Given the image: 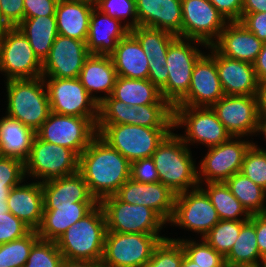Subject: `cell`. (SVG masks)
Returning <instances> with one entry per match:
<instances>
[{"label":"cell","instance_id":"836d02e7","mask_svg":"<svg viewBox=\"0 0 266 267\" xmlns=\"http://www.w3.org/2000/svg\"><path fill=\"white\" fill-rule=\"evenodd\" d=\"M112 96L129 106L169 104L160 90L148 79H132L117 76Z\"/></svg>","mask_w":266,"mask_h":267},{"label":"cell","instance_id":"484cf974","mask_svg":"<svg viewBox=\"0 0 266 267\" xmlns=\"http://www.w3.org/2000/svg\"><path fill=\"white\" fill-rule=\"evenodd\" d=\"M121 23L120 20L108 16L94 6L86 39L88 52L110 56L115 51L117 43L130 32V29Z\"/></svg>","mask_w":266,"mask_h":267},{"label":"cell","instance_id":"d6986e66","mask_svg":"<svg viewBox=\"0 0 266 267\" xmlns=\"http://www.w3.org/2000/svg\"><path fill=\"white\" fill-rule=\"evenodd\" d=\"M211 107L231 137L256 133L259 118L256 96L224 95Z\"/></svg>","mask_w":266,"mask_h":267},{"label":"cell","instance_id":"7dc6e473","mask_svg":"<svg viewBox=\"0 0 266 267\" xmlns=\"http://www.w3.org/2000/svg\"><path fill=\"white\" fill-rule=\"evenodd\" d=\"M31 229L12 213H0V245L27 235Z\"/></svg>","mask_w":266,"mask_h":267},{"label":"cell","instance_id":"f1b7e54d","mask_svg":"<svg viewBox=\"0 0 266 267\" xmlns=\"http://www.w3.org/2000/svg\"><path fill=\"white\" fill-rule=\"evenodd\" d=\"M94 6L87 0H59L55 13L58 34L86 42Z\"/></svg>","mask_w":266,"mask_h":267},{"label":"cell","instance_id":"9c48e42d","mask_svg":"<svg viewBox=\"0 0 266 267\" xmlns=\"http://www.w3.org/2000/svg\"><path fill=\"white\" fill-rule=\"evenodd\" d=\"M24 166L25 175L40 178L39 182L43 183L79 172V156L69 148L45 142L35 135Z\"/></svg>","mask_w":266,"mask_h":267},{"label":"cell","instance_id":"c3c4849f","mask_svg":"<svg viewBox=\"0 0 266 267\" xmlns=\"http://www.w3.org/2000/svg\"><path fill=\"white\" fill-rule=\"evenodd\" d=\"M130 178L140 183L159 182L158 171L153 159L150 157L131 162Z\"/></svg>","mask_w":266,"mask_h":267},{"label":"cell","instance_id":"603a6c76","mask_svg":"<svg viewBox=\"0 0 266 267\" xmlns=\"http://www.w3.org/2000/svg\"><path fill=\"white\" fill-rule=\"evenodd\" d=\"M138 26L168 31L181 37V0H135Z\"/></svg>","mask_w":266,"mask_h":267},{"label":"cell","instance_id":"681fc988","mask_svg":"<svg viewBox=\"0 0 266 267\" xmlns=\"http://www.w3.org/2000/svg\"><path fill=\"white\" fill-rule=\"evenodd\" d=\"M2 20L9 27H17L24 19V0H0Z\"/></svg>","mask_w":266,"mask_h":267},{"label":"cell","instance_id":"6da1fadb","mask_svg":"<svg viewBox=\"0 0 266 267\" xmlns=\"http://www.w3.org/2000/svg\"><path fill=\"white\" fill-rule=\"evenodd\" d=\"M131 162L98 134L79 155V173L99 202L114 195L130 178Z\"/></svg>","mask_w":266,"mask_h":267},{"label":"cell","instance_id":"7c38bea8","mask_svg":"<svg viewBox=\"0 0 266 267\" xmlns=\"http://www.w3.org/2000/svg\"><path fill=\"white\" fill-rule=\"evenodd\" d=\"M0 71L5 73L7 80L42 77V61L17 27L1 31Z\"/></svg>","mask_w":266,"mask_h":267},{"label":"cell","instance_id":"f546056e","mask_svg":"<svg viewBox=\"0 0 266 267\" xmlns=\"http://www.w3.org/2000/svg\"><path fill=\"white\" fill-rule=\"evenodd\" d=\"M117 76L132 79H148V57L137 38L129 32L122 38L110 55Z\"/></svg>","mask_w":266,"mask_h":267},{"label":"cell","instance_id":"4dcf8cb0","mask_svg":"<svg viewBox=\"0 0 266 267\" xmlns=\"http://www.w3.org/2000/svg\"><path fill=\"white\" fill-rule=\"evenodd\" d=\"M99 202H77L74 206L43 210L37 234L40 239L56 241L69 227L89 214Z\"/></svg>","mask_w":266,"mask_h":267},{"label":"cell","instance_id":"f35d334b","mask_svg":"<svg viewBox=\"0 0 266 267\" xmlns=\"http://www.w3.org/2000/svg\"><path fill=\"white\" fill-rule=\"evenodd\" d=\"M26 177L24 162L20 159L0 156V213H8L7 199L10 190L20 185Z\"/></svg>","mask_w":266,"mask_h":267},{"label":"cell","instance_id":"1f68e13d","mask_svg":"<svg viewBox=\"0 0 266 267\" xmlns=\"http://www.w3.org/2000/svg\"><path fill=\"white\" fill-rule=\"evenodd\" d=\"M78 79L91 96L96 91L107 94L99 97V103L105 97L112 95L117 72L111 56L90 54L83 64Z\"/></svg>","mask_w":266,"mask_h":267},{"label":"cell","instance_id":"7bdbcfd3","mask_svg":"<svg viewBox=\"0 0 266 267\" xmlns=\"http://www.w3.org/2000/svg\"><path fill=\"white\" fill-rule=\"evenodd\" d=\"M179 241L184 249L185 255L199 267H220L224 262V257L211 247L203 238L202 243L184 239H171Z\"/></svg>","mask_w":266,"mask_h":267},{"label":"cell","instance_id":"d4e9b609","mask_svg":"<svg viewBox=\"0 0 266 267\" xmlns=\"http://www.w3.org/2000/svg\"><path fill=\"white\" fill-rule=\"evenodd\" d=\"M42 190L43 210L74 206L77 202H98L79 172L43 182Z\"/></svg>","mask_w":266,"mask_h":267},{"label":"cell","instance_id":"f907efd6","mask_svg":"<svg viewBox=\"0 0 266 267\" xmlns=\"http://www.w3.org/2000/svg\"><path fill=\"white\" fill-rule=\"evenodd\" d=\"M59 0H24V18L55 16Z\"/></svg>","mask_w":266,"mask_h":267},{"label":"cell","instance_id":"5b68a950","mask_svg":"<svg viewBox=\"0 0 266 267\" xmlns=\"http://www.w3.org/2000/svg\"><path fill=\"white\" fill-rule=\"evenodd\" d=\"M96 129L104 141L130 162L150 158L172 130V128H148L131 124L96 125Z\"/></svg>","mask_w":266,"mask_h":267},{"label":"cell","instance_id":"e0dca14e","mask_svg":"<svg viewBox=\"0 0 266 267\" xmlns=\"http://www.w3.org/2000/svg\"><path fill=\"white\" fill-rule=\"evenodd\" d=\"M237 139L239 138L231 137L224 143L208 148L206 156L200 162L199 184L204 181L205 183L225 182L241 171L244 155L253 142ZM203 179L205 180L202 181Z\"/></svg>","mask_w":266,"mask_h":267},{"label":"cell","instance_id":"94428289","mask_svg":"<svg viewBox=\"0 0 266 267\" xmlns=\"http://www.w3.org/2000/svg\"><path fill=\"white\" fill-rule=\"evenodd\" d=\"M180 267H199V266L198 264L191 261L186 255H184Z\"/></svg>","mask_w":266,"mask_h":267},{"label":"cell","instance_id":"cb8c5ba5","mask_svg":"<svg viewBox=\"0 0 266 267\" xmlns=\"http://www.w3.org/2000/svg\"><path fill=\"white\" fill-rule=\"evenodd\" d=\"M216 66L224 95L256 96L259 80L253 64L228 58L216 49Z\"/></svg>","mask_w":266,"mask_h":267},{"label":"cell","instance_id":"f5cc1de1","mask_svg":"<svg viewBox=\"0 0 266 267\" xmlns=\"http://www.w3.org/2000/svg\"><path fill=\"white\" fill-rule=\"evenodd\" d=\"M227 22H239L243 0H209Z\"/></svg>","mask_w":266,"mask_h":267},{"label":"cell","instance_id":"ffe728a7","mask_svg":"<svg viewBox=\"0 0 266 267\" xmlns=\"http://www.w3.org/2000/svg\"><path fill=\"white\" fill-rule=\"evenodd\" d=\"M89 55L85 41L58 34L42 62V77L78 78Z\"/></svg>","mask_w":266,"mask_h":267},{"label":"cell","instance_id":"5bb4252c","mask_svg":"<svg viewBox=\"0 0 266 267\" xmlns=\"http://www.w3.org/2000/svg\"><path fill=\"white\" fill-rule=\"evenodd\" d=\"M48 78L43 77L51 112L78 117L99 116V97L91 96L78 78Z\"/></svg>","mask_w":266,"mask_h":267},{"label":"cell","instance_id":"be15d7a7","mask_svg":"<svg viewBox=\"0 0 266 267\" xmlns=\"http://www.w3.org/2000/svg\"><path fill=\"white\" fill-rule=\"evenodd\" d=\"M257 267H266V256L261 259Z\"/></svg>","mask_w":266,"mask_h":267},{"label":"cell","instance_id":"4fadbf2b","mask_svg":"<svg viewBox=\"0 0 266 267\" xmlns=\"http://www.w3.org/2000/svg\"><path fill=\"white\" fill-rule=\"evenodd\" d=\"M182 125L186 133L179 137L187 146L196 141L211 148L231 138L212 107L174 106L173 129Z\"/></svg>","mask_w":266,"mask_h":267},{"label":"cell","instance_id":"8fae6325","mask_svg":"<svg viewBox=\"0 0 266 267\" xmlns=\"http://www.w3.org/2000/svg\"><path fill=\"white\" fill-rule=\"evenodd\" d=\"M98 117H78L51 112L35 132L45 142L73 150L78 156L97 135Z\"/></svg>","mask_w":266,"mask_h":267},{"label":"cell","instance_id":"74e56055","mask_svg":"<svg viewBox=\"0 0 266 267\" xmlns=\"http://www.w3.org/2000/svg\"><path fill=\"white\" fill-rule=\"evenodd\" d=\"M225 183L250 215L266 213V190L261 186L241 172L232 175Z\"/></svg>","mask_w":266,"mask_h":267},{"label":"cell","instance_id":"11a10c76","mask_svg":"<svg viewBox=\"0 0 266 267\" xmlns=\"http://www.w3.org/2000/svg\"><path fill=\"white\" fill-rule=\"evenodd\" d=\"M253 67L259 81L266 80V41L263 43L262 50L258 54Z\"/></svg>","mask_w":266,"mask_h":267},{"label":"cell","instance_id":"83f0119b","mask_svg":"<svg viewBox=\"0 0 266 267\" xmlns=\"http://www.w3.org/2000/svg\"><path fill=\"white\" fill-rule=\"evenodd\" d=\"M7 204L10 213L36 231L41 224L44 209L42 183L38 181L13 187Z\"/></svg>","mask_w":266,"mask_h":267},{"label":"cell","instance_id":"2e32d148","mask_svg":"<svg viewBox=\"0 0 266 267\" xmlns=\"http://www.w3.org/2000/svg\"><path fill=\"white\" fill-rule=\"evenodd\" d=\"M181 38L211 46L228 23L209 0H181Z\"/></svg>","mask_w":266,"mask_h":267},{"label":"cell","instance_id":"7402d4cb","mask_svg":"<svg viewBox=\"0 0 266 267\" xmlns=\"http://www.w3.org/2000/svg\"><path fill=\"white\" fill-rule=\"evenodd\" d=\"M130 32L137 38L149 59L148 80L160 90L168 80L167 50L177 36L165 30L143 26H137Z\"/></svg>","mask_w":266,"mask_h":267},{"label":"cell","instance_id":"3957f363","mask_svg":"<svg viewBox=\"0 0 266 267\" xmlns=\"http://www.w3.org/2000/svg\"><path fill=\"white\" fill-rule=\"evenodd\" d=\"M106 221L98 204L89 214L69 227L56 244L64 260L100 263L103 255Z\"/></svg>","mask_w":266,"mask_h":267},{"label":"cell","instance_id":"30bf717a","mask_svg":"<svg viewBox=\"0 0 266 267\" xmlns=\"http://www.w3.org/2000/svg\"><path fill=\"white\" fill-rule=\"evenodd\" d=\"M107 231L118 233L159 234L166 222L151 208L128 204L115 195L99 201Z\"/></svg>","mask_w":266,"mask_h":267},{"label":"cell","instance_id":"91938a15","mask_svg":"<svg viewBox=\"0 0 266 267\" xmlns=\"http://www.w3.org/2000/svg\"><path fill=\"white\" fill-rule=\"evenodd\" d=\"M257 132H262L261 134H264L266 138V116H259L256 133Z\"/></svg>","mask_w":266,"mask_h":267},{"label":"cell","instance_id":"ac0fdd59","mask_svg":"<svg viewBox=\"0 0 266 267\" xmlns=\"http://www.w3.org/2000/svg\"><path fill=\"white\" fill-rule=\"evenodd\" d=\"M211 55H202L196 62L188 93L175 106L211 107L224 96L216 66V48Z\"/></svg>","mask_w":266,"mask_h":267},{"label":"cell","instance_id":"8992f818","mask_svg":"<svg viewBox=\"0 0 266 267\" xmlns=\"http://www.w3.org/2000/svg\"><path fill=\"white\" fill-rule=\"evenodd\" d=\"M131 124L148 128H173V107L170 104L129 106L112 95L99 103L96 125Z\"/></svg>","mask_w":266,"mask_h":267},{"label":"cell","instance_id":"9f6ffc18","mask_svg":"<svg viewBox=\"0 0 266 267\" xmlns=\"http://www.w3.org/2000/svg\"><path fill=\"white\" fill-rule=\"evenodd\" d=\"M266 0H243L242 13H265Z\"/></svg>","mask_w":266,"mask_h":267},{"label":"cell","instance_id":"44dd1931","mask_svg":"<svg viewBox=\"0 0 266 267\" xmlns=\"http://www.w3.org/2000/svg\"><path fill=\"white\" fill-rule=\"evenodd\" d=\"M114 195L125 203L151 208L166 223L174 212L176 194L161 182L140 183L129 178Z\"/></svg>","mask_w":266,"mask_h":267},{"label":"cell","instance_id":"03108f58","mask_svg":"<svg viewBox=\"0 0 266 267\" xmlns=\"http://www.w3.org/2000/svg\"><path fill=\"white\" fill-rule=\"evenodd\" d=\"M220 267H227V263L224 262Z\"/></svg>","mask_w":266,"mask_h":267},{"label":"cell","instance_id":"9a60e30c","mask_svg":"<svg viewBox=\"0 0 266 267\" xmlns=\"http://www.w3.org/2000/svg\"><path fill=\"white\" fill-rule=\"evenodd\" d=\"M219 221L207 194L198 187L176 194L174 212L168 223L193 230L203 238Z\"/></svg>","mask_w":266,"mask_h":267},{"label":"cell","instance_id":"52a82bcc","mask_svg":"<svg viewBox=\"0 0 266 267\" xmlns=\"http://www.w3.org/2000/svg\"><path fill=\"white\" fill-rule=\"evenodd\" d=\"M167 237L159 234L107 231L100 265L104 267H143L155 247Z\"/></svg>","mask_w":266,"mask_h":267},{"label":"cell","instance_id":"277c9868","mask_svg":"<svg viewBox=\"0 0 266 267\" xmlns=\"http://www.w3.org/2000/svg\"><path fill=\"white\" fill-rule=\"evenodd\" d=\"M7 115L36 132L51 113L43 77L7 80Z\"/></svg>","mask_w":266,"mask_h":267},{"label":"cell","instance_id":"e7e4bbea","mask_svg":"<svg viewBox=\"0 0 266 267\" xmlns=\"http://www.w3.org/2000/svg\"><path fill=\"white\" fill-rule=\"evenodd\" d=\"M227 267H252V266L229 265V264H227Z\"/></svg>","mask_w":266,"mask_h":267},{"label":"cell","instance_id":"b9f144b4","mask_svg":"<svg viewBox=\"0 0 266 267\" xmlns=\"http://www.w3.org/2000/svg\"><path fill=\"white\" fill-rule=\"evenodd\" d=\"M63 262L56 241L39 238L33 244L24 267H62Z\"/></svg>","mask_w":266,"mask_h":267},{"label":"cell","instance_id":"60d3db41","mask_svg":"<svg viewBox=\"0 0 266 267\" xmlns=\"http://www.w3.org/2000/svg\"><path fill=\"white\" fill-rule=\"evenodd\" d=\"M38 239L37 231L31 230L22 238L0 245V267H24Z\"/></svg>","mask_w":266,"mask_h":267},{"label":"cell","instance_id":"d6a6232c","mask_svg":"<svg viewBox=\"0 0 266 267\" xmlns=\"http://www.w3.org/2000/svg\"><path fill=\"white\" fill-rule=\"evenodd\" d=\"M35 132L18 120L4 116L0 119V156L25 162L30 154Z\"/></svg>","mask_w":266,"mask_h":267},{"label":"cell","instance_id":"6125c7cd","mask_svg":"<svg viewBox=\"0 0 266 267\" xmlns=\"http://www.w3.org/2000/svg\"><path fill=\"white\" fill-rule=\"evenodd\" d=\"M7 27L9 26L2 20V14H1V9H0V29L3 30Z\"/></svg>","mask_w":266,"mask_h":267},{"label":"cell","instance_id":"ab89813d","mask_svg":"<svg viewBox=\"0 0 266 267\" xmlns=\"http://www.w3.org/2000/svg\"><path fill=\"white\" fill-rule=\"evenodd\" d=\"M247 220H220L203 239L225 257L234 246L242 225Z\"/></svg>","mask_w":266,"mask_h":267},{"label":"cell","instance_id":"f6af8a7d","mask_svg":"<svg viewBox=\"0 0 266 267\" xmlns=\"http://www.w3.org/2000/svg\"><path fill=\"white\" fill-rule=\"evenodd\" d=\"M240 172L266 190V149L252 143L244 155Z\"/></svg>","mask_w":266,"mask_h":267},{"label":"cell","instance_id":"816d5d0a","mask_svg":"<svg viewBox=\"0 0 266 267\" xmlns=\"http://www.w3.org/2000/svg\"><path fill=\"white\" fill-rule=\"evenodd\" d=\"M248 31L252 32L259 40L266 41V12L242 13L239 21Z\"/></svg>","mask_w":266,"mask_h":267},{"label":"cell","instance_id":"680465c9","mask_svg":"<svg viewBox=\"0 0 266 267\" xmlns=\"http://www.w3.org/2000/svg\"><path fill=\"white\" fill-rule=\"evenodd\" d=\"M100 263L80 260H64L63 267H98Z\"/></svg>","mask_w":266,"mask_h":267},{"label":"cell","instance_id":"4316f807","mask_svg":"<svg viewBox=\"0 0 266 267\" xmlns=\"http://www.w3.org/2000/svg\"><path fill=\"white\" fill-rule=\"evenodd\" d=\"M263 43L240 22H228L213 46L228 58L253 64Z\"/></svg>","mask_w":266,"mask_h":267},{"label":"cell","instance_id":"7a4b0ae2","mask_svg":"<svg viewBox=\"0 0 266 267\" xmlns=\"http://www.w3.org/2000/svg\"><path fill=\"white\" fill-rule=\"evenodd\" d=\"M158 171L159 182L175 194L198 188V170L188 146L172 131L151 156Z\"/></svg>","mask_w":266,"mask_h":267},{"label":"cell","instance_id":"6f0895ef","mask_svg":"<svg viewBox=\"0 0 266 267\" xmlns=\"http://www.w3.org/2000/svg\"><path fill=\"white\" fill-rule=\"evenodd\" d=\"M256 97L259 116H266V80L259 81Z\"/></svg>","mask_w":266,"mask_h":267},{"label":"cell","instance_id":"ba28073f","mask_svg":"<svg viewBox=\"0 0 266 267\" xmlns=\"http://www.w3.org/2000/svg\"><path fill=\"white\" fill-rule=\"evenodd\" d=\"M192 44H206L192 39L177 37L167 50L166 66L168 67L167 83L160 89L161 96L174 107L190 88L193 68L204 54ZM190 42V43H189Z\"/></svg>","mask_w":266,"mask_h":267},{"label":"cell","instance_id":"d590c367","mask_svg":"<svg viewBox=\"0 0 266 267\" xmlns=\"http://www.w3.org/2000/svg\"><path fill=\"white\" fill-rule=\"evenodd\" d=\"M224 259L229 265L258 266L262 257L255 233V214L242 225L234 246Z\"/></svg>","mask_w":266,"mask_h":267},{"label":"cell","instance_id":"ee69618b","mask_svg":"<svg viewBox=\"0 0 266 267\" xmlns=\"http://www.w3.org/2000/svg\"><path fill=\"white\" fill-rule=\"evenodd\" d=\"M184 255L179 241L165 238L155 247L152 257L143 267H180Z\"/></svg>","mask_w":266,"mask_h":267},{"label":"cell","instance_id":"db71d44e","mask_svg":"<svg viewBox=\"0 0 266 267\" xmlns=\"http://www.w3.org/2000/svg\"><path fill=\"white\" fill-rule=\"evenodd\" d=\"M255 233L261 257L266 256V213L255 214Z\"/></svg>","mask_w":266,"mask_h":267},{"label":"cell","instance_id":"bcb514c9","mask_svg":"<svg viewBox=\"0 0 266 267\" xmlns=\"http://www.w3.org/2000/svg\"><path fill=\"white\" fill-rule=\"evenodd\" d=\"M95 7L108 16L122 21L131 17L125 25L131 30L138 26L135 0H95Z\"/></svg>","mask_w":266,"mask_h":267},{"label":"cell","instance_id":"e575fe53","mask_svg":"<svg viewBox=\"0 0 266 267\" xmlns=\"http://www.w3.org/2000/svg\"><path fill=\"white\" fill-rule=\"evenodd\" d=\"M17 28L26 36L34 53L43 62L58 36L56 16L24 18Z\"/></svg>","mask_w":266,"mask_h":267},{"label":"cell","instance_id":"8d00e7d4","mask_svg":"<svg viewBox=\"0 0 266 267\" xmlns=\"http://www.w3.org/2000/svg\"><path fill=\"white\" fill-rule=\"evenodd\" d=\"M206 189L199 186L215 207L220 220H249L251 215L231 193L225 182H207ZM243 218L241 219L240 217ZM240 216V217H239ZM239 217V218H238Z\"/></svg>","mask_w":266,"mask_h":267}]
</instances>
